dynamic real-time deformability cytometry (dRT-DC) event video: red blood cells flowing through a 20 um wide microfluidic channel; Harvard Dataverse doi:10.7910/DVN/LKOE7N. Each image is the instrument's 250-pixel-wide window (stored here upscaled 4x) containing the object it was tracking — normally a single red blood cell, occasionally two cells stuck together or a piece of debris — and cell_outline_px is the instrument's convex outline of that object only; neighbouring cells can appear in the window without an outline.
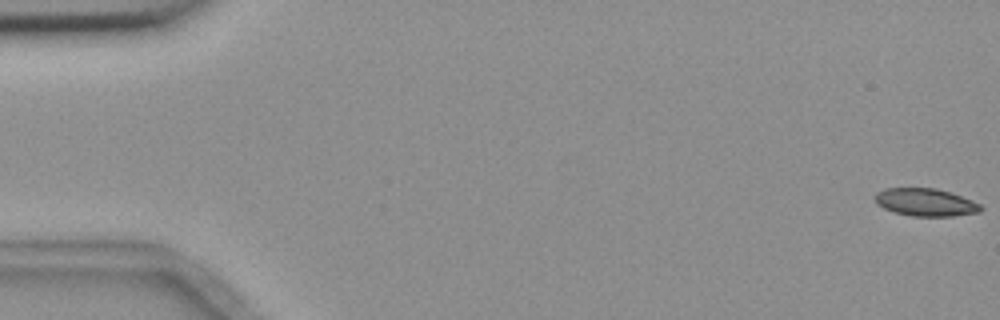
{"species": "common noctule bat (a hibernating species)", "species_latin": "Nyctalus noctula", "temperature_condition": "room temperature", "stored_images_in_passage": 6, "camera_frame_rate_fps": 3000, "um_per_image_px": 0.085, "animal": {"sex": "female", "body_mass_g": 18.4}, "frame": {"image": 1, "passage_image": 1, "time_ms": 0.0, "image_size_px": [1000, 320], "cell_outline_px": [[984, 208], [980, 212], [952, 216], [912, 216], [896, 212], [884, 208], [876, 204], [876, 192], [884, 188], [936, 188], [972, 200], [980, 204]], "centroid_in_image_um": [78.68, 17.19], "position_along_channel_um": 6.3, "area_um2": 16.94}}